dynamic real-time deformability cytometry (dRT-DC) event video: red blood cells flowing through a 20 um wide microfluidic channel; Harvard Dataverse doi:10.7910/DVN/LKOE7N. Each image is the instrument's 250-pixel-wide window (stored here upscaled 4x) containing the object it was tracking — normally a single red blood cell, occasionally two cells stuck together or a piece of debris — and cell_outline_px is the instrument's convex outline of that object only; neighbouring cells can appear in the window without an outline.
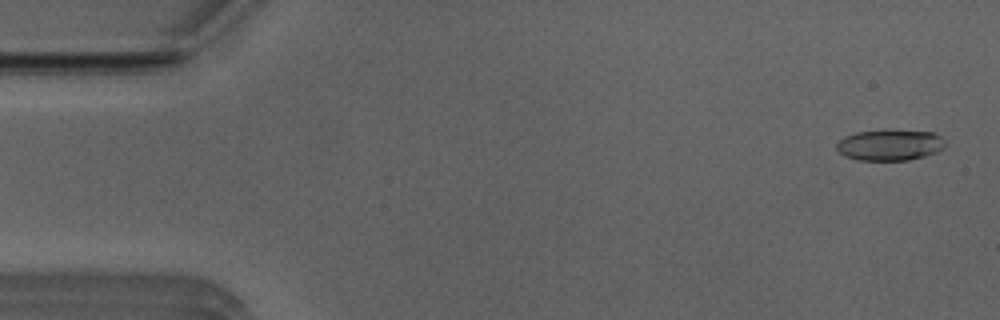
{"species": "Egyptian fruit bat (a non-hibernating species)", "species_latin": "Rousettus aegyptiacus", "temperature_condition": "room temperature", "stored_images_in_passage": 51, "camera_frame_rate_fps": 3000, "um_per_image_px": 0.085, "animal": {"sex": "male"}, "frame": {"image": 1, "passage_image": 2, "time_ms": 0.333, "image_size_px": [1000, 320], "cell_outline_px": [[944, 148], [936, 152], [924, 156], [908, 160], [856, 160], [840, 152], [836, 148], [836, 144], [844, 136], [856, 132], [888, 128], [892, 128], [932, 132], [940, 136], [944, 140]], "centroid_in_image_um": [75.64, 12.29], "position_along_channel_um": 9.4, "area_um2": 20.0}}
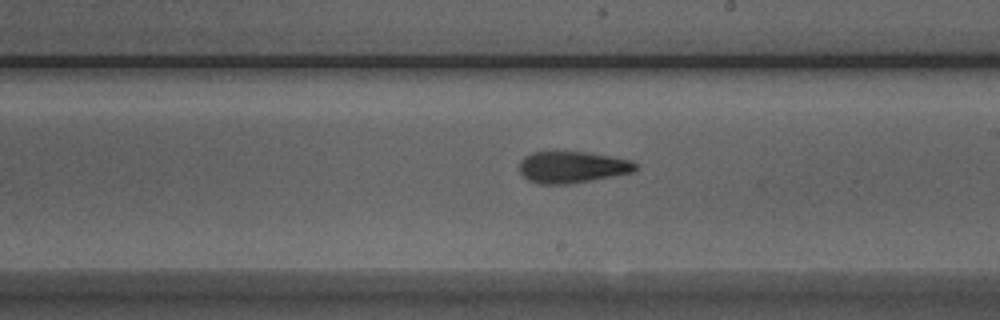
{"frame": {"image": 2, "passage_image": 29, "time_ms": 9.333, "image_size_px": [1000, 320], "cell_outline_px": [[636, 168], [632, 172], [592, 180], [568, 184], [540, 184], [528, 180], [520, 172], [520, 160], [524, 156], [532, 152], [588, 152], [632, 160], [636, 164]], "centroid_in_image_um": [48.62, 14.2], "position_along_channel_um": 240.4, "area_um2": 21.27}}
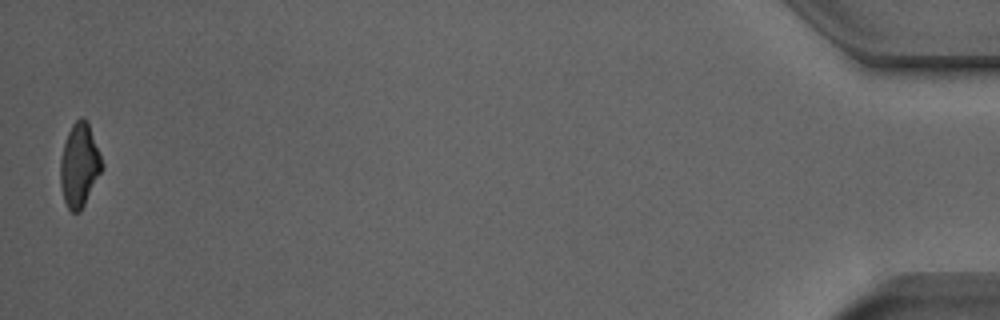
{"frame": {"image": 3, "passage_image": 51, "time_ms": 16.667, "image_size_px": [1000, 320], "cell_outline_px": [[104, 168], [80, 212], [72, 212], [68, 208], [64, 200], [60, 184], [60, 160], [64, 144], [68, 132], [72, 124], [80, 116], [88, 124], [104, 164]], "centroid_in_image_um": [6.75, 14.07], "position_along_channel_um": 428.5, "area_um2": 20.11}, "authors_computed_cell_mechanics": {"area_um2": 20.808, "velocity_mm_per_s": 3.9549, "shape_relaxation_time_tau1_ms": 4.3358, "shape_relaxation_time_tau2_ms": 2.8404, "deformation_change_tau1": 0.1766, "deformation_change_tau2": 0.1228}}